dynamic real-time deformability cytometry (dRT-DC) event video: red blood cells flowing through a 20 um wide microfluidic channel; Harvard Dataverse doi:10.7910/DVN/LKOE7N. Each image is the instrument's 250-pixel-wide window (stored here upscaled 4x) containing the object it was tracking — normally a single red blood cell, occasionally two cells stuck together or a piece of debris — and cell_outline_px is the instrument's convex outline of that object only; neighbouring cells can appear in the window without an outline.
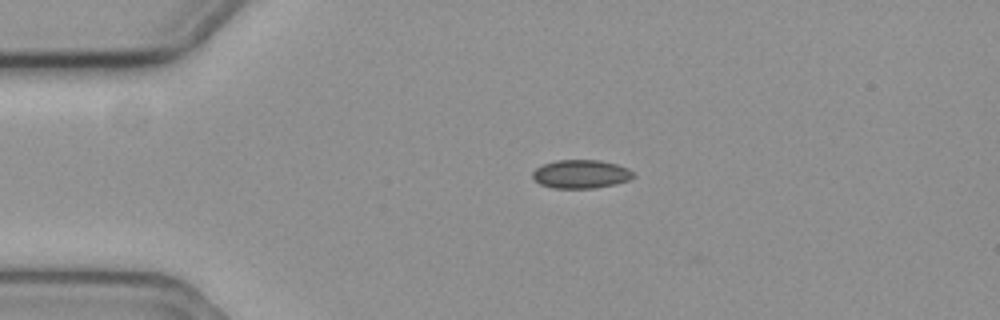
{"species": "common noctule bat (a hibernating species)", "species_latin": "Nyctalus noctula", "temperature_condition": "cold", "stored_images_in_passage": 2, "camera_frame_rate_fps": 3000, "um_per_image_px": 0.085, "animal": {"sex": "female", "body_mass_g": 19.3, "forearm_length_mm": 54.1}, "frame": {"image": 1, "passage_image": 1, "time_ms": 0.0, "image_size_px": [1000, 320], "cell_outline_px": [[636, 176], [632, 180], [616, 184], [592, 188], [552, 188], [540, 184], [532, 180], [532, 172], [536, 168], [544, 164], [556, 160], [600, 160], [616, 164], [628, 168]], "centroid_in_image_um": [49.38, 14.8], "position_along_channel_um": 35.6, "area_um2": 16.94}}